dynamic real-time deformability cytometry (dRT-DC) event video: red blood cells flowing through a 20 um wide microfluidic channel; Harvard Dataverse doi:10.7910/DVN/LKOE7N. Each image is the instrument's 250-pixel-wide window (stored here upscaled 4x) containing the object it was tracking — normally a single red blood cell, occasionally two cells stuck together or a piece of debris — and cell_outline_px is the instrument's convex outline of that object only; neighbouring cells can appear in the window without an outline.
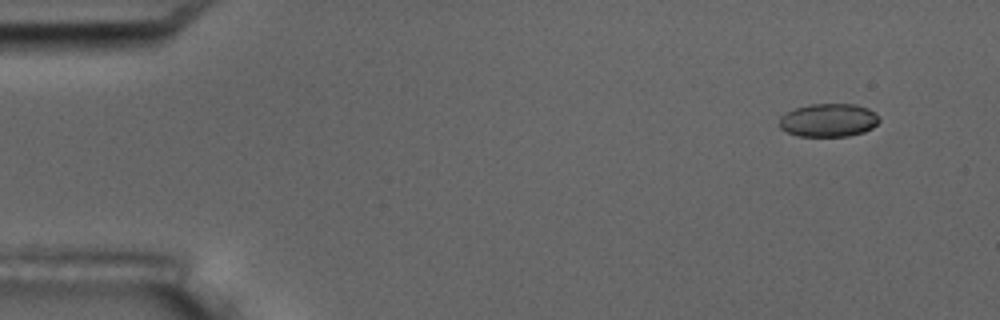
{"species": "common noctule bat (a hibernating species)", "species_latin": "Nyctalus noctula", "temperature_condition": "room temperature", "stored_images_in_passage": 5, "camera_frame_rate_fps": 3000, "um_per_image_px": 0.085, "animal": {"sex": "male", "body_mass_g": 17.5, "forearm_length_mm": 52.3}, "frame": {"image": 1, "passage_image": 5, "time_ms": 4.667, "image_size_px": [1000, 320], "cell_outline_px": [[880, 120], [872, 128], [864, 132], [848, 136], [800, 136], [788, 132], [780, 128], [780, 116], [796, 108], [808, 104], [856, 104], [868, 108], [880, 116]], "centroid_in_image_um": [70.46, 10.21], "position_along_channel_um": 14.5, "area_um2": 19.36}}